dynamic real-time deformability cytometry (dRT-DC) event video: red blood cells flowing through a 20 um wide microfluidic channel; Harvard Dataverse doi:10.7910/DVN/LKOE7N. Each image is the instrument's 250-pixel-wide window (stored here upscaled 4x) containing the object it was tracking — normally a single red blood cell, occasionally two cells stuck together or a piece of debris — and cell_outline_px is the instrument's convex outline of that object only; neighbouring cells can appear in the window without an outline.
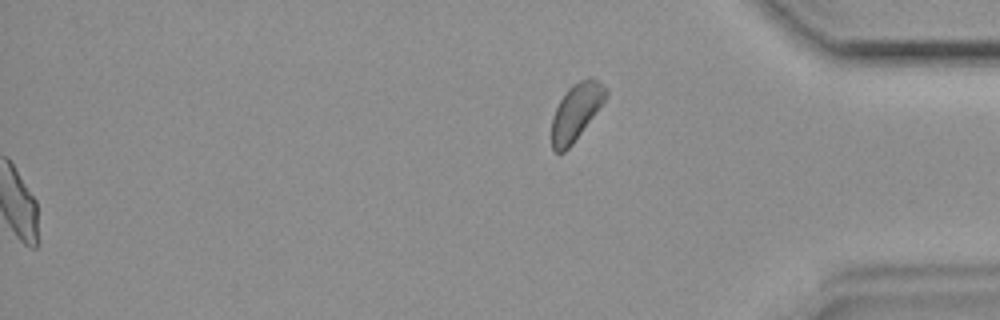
{"species": "common noctule bat (a hibernating species)", "species_latin": "Nyctalus noctula", "temperature_condition": "room temperature", "stored_images_in_passage": 44, "segment_of_instrument_passage": [2, 2], "camera_frame_rate_fps": 3000, "um_per_image_px": 0.085, "animal": {"sex": "female", "body_mass_g": 19.9}, "frame": {"image": 1, "passage_image": 44, "time_ms": 14.333, "image_size_px": [1000, 320], "cell_outline_px": [[608, 96], [572, 144], [564, 152], [556, 152], [552, 148], [552, 116], [560, 100], [568, 88], [572, 84], [588, 76], [592, 76], [608, 88]], "centroid_in_image_um": [48.98, 9.46], "position_along_channel_um": 386.2, "area_um2": 17.8}}